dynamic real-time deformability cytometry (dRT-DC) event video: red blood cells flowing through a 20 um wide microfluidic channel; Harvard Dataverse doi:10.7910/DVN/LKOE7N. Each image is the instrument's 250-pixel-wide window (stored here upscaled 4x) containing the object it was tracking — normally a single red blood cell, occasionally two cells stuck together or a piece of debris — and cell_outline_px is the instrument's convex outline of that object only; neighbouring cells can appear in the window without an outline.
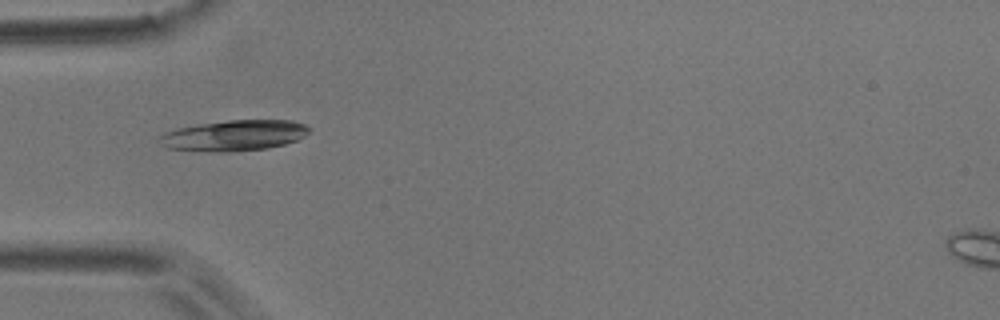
{"species": "common noctule bat (a hibernating species)", "species_latin": "Nyctalus noctula", "temperature_condition": "room temperature", "stored_images_in_passage": 7, "camera_frame_rate_fps": 3000, "um_per_image_px": 0.085, "animal": {"sex": "male", "body_mass_g": 17.9}, "frame": {"image": 1, "passage_image": 5, "time_ms": 4.667, "image_size_px": [1000, 320], "cell_outline_px": [[312, 128], [304, 136], [296, 140], [284, 144], [268, 148], [228, 152], [220, 152], [168, 148], [160, 144], [160, 136], [176, 128], [200, 124], [228, 120], [292, 120], [304, 124]], "centroid_in_image_um": [19.94, 11.51], "position_along_channel_um": 65.1, "area_um2": 26.59}}
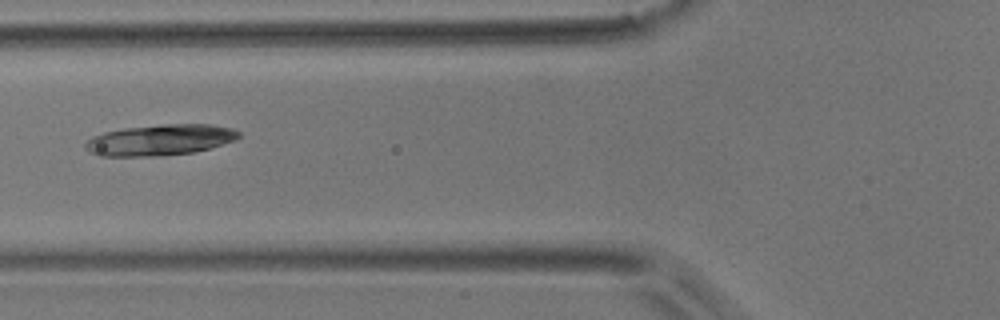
{"frame": {"image": 2, "passage_image": 6, "time_ms": 6.0, "image_size_px": [1000, 320], "cell_outline_px": [[240, 136], [236, 140], [208, 148], [192, 152], [160, 156], [100, 156], [88, 152], [84, 148], [84, 144], [92, 136], [104, 132], [124, 128], [164, 124], [208, 124], [232, 128], [240, 132]], "centroid_in_image_um": [13.57, 11.89], "position_along_channel_um": 112.2, "area_um2": 27.69}}
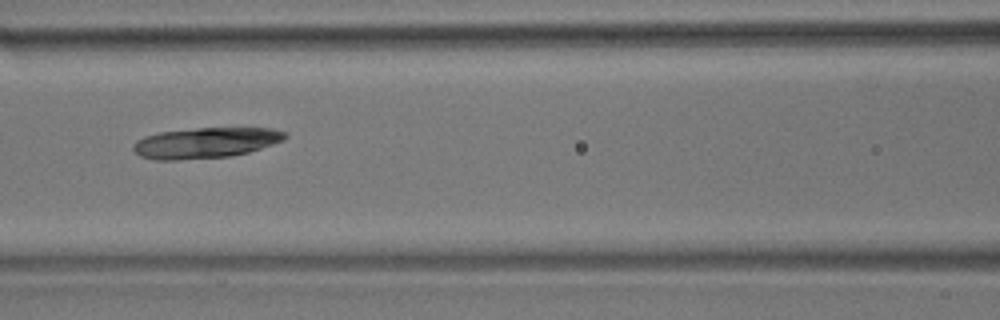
{"frame": {"image": 3, "passage_image": 7, "time_ms": 7.0, "image_size_px": [1000, 320], "cell_outline_px": [[288, 136], [284, 140], [248, 152], [232, 156], [176, 160], [156, 160], [140, 156], [132, 148], [132, 144], [136, 140], [144, 136], [160, 132], [196, 128], [272, 128], [284, 132]], "centroid_in_image_um": [17.44, 12.14], "position_along_channel_um": 149.2, "area_um2": 27.05}}